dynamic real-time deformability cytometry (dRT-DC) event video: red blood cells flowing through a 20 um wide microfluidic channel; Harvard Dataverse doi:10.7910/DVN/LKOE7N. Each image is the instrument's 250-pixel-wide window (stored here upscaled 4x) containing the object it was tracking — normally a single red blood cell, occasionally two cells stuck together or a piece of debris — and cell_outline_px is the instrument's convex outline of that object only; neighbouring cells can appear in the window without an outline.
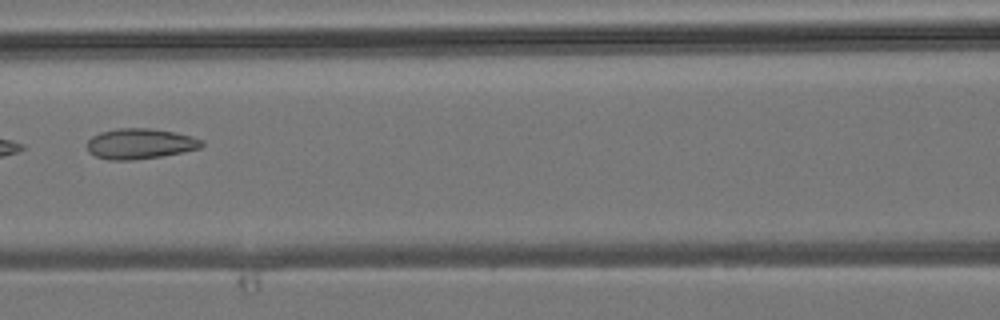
{"species": "common noctule bat (a hibernating species)", "species_latin": "Nyctalus noctula", "temperature_condition": "room temperature", "stored_images_in_passage": 5, "camera_frame_rate_fps": 3000, "um_per_image_px": 0.085, "animal": {"sex": "male", "body_mass_g": 19.2, "forearm_length_mm": 51.8}, "frame": {"image": 1, "passage_image": 5, "time_ms": 4.667, "image_size_px": [1000, 320], "cell_outline_px": [[204, 144], [200, 148], [184, 152], [160, 156], [132, 160], [108, 160], [96, 156], [88, 152], [88, 140], [92, 136], [100, 132], [116, 128], [148, 128], [176, 132], [192, 136], [204, 140]], "centroid_in_image_um": [11.92, 12.21], "position_along_channel_um": 154.7, "area_um2": 20.46}}